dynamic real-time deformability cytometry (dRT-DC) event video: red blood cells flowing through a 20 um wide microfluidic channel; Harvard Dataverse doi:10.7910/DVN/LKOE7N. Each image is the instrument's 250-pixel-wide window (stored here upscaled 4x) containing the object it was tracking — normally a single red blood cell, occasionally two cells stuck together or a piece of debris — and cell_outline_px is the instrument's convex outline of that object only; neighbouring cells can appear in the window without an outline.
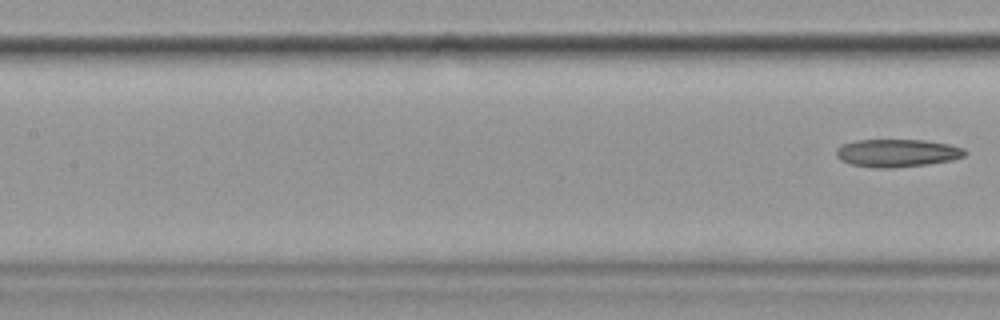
{"species": "common noctule bat (a hibernating species)", "species_latin": "Nyctalus noctula", "temperature_condition": "cold", "stored_images_in_passage": 7, "segment_of_instrument_passage": [2, 2], "camera_frame_rate_fps": 3000, "um_per_image_px": 0.085, "animal": {"sex": "female", "body_mass_g": 19.9}, "frame": {"image": 1, "passage_image": 7, "time_ms": 8.333, "image_size_px": [1000, 320], "cell_outline_px": [[968, 152], [964, 156], [952, 160], [928, 164], [892, 168], [876, 168], [852, 164], [840, 160], [836, 156], [836, 148], [840, 144], [856, 140], [924, 140], [948, 144], [964, 148]], "centroid_in_image_um": [76.24, 13.0], "position_along_channel_um": 131.2, "area_um2": 20.98}}